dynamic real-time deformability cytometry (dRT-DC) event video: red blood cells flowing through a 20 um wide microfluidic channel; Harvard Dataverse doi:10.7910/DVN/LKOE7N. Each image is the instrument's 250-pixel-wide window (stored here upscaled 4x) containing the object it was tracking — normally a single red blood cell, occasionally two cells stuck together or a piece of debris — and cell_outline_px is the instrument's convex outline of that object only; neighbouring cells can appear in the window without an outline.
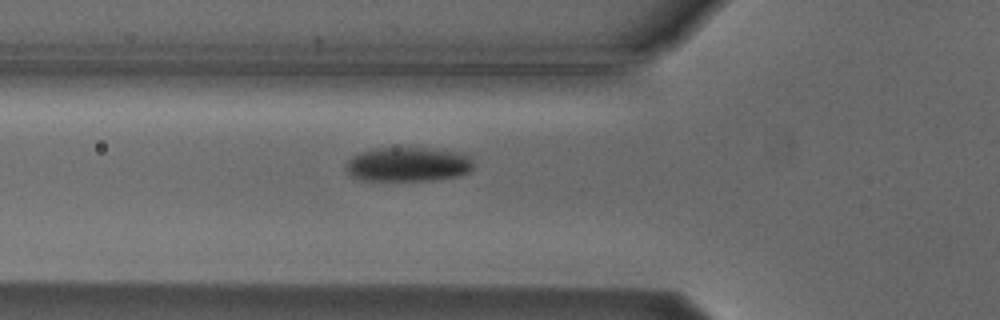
{"species": "Egyptian fruit bat (a non-hibernating species)", "species_latin": "Rousettus aegyptiacus", "temperature_condition": "cold", "stored_images_in_passage": 4, "camera_frame_rate_fps": 3000, "um_per_image_px": 0.085, "animal": {"sex": "male"}, "frame": {"image": 1, "passage_image": 4, "time_ms": 4.333, "image_size_px": [1000, 320], "cell_outline_px": [[472, 168], [468, 172], [460, 176], [432, 180], [360, 180], [348, 176], [348, 160], [356, 152], [372, 148], [424, 148], [456, 152], [468, 156], [472, 160]], "centroid_in_image_um": [34.63, 13.97], "position_along_channel_um": 91.2, "area_um2": 25.49}}